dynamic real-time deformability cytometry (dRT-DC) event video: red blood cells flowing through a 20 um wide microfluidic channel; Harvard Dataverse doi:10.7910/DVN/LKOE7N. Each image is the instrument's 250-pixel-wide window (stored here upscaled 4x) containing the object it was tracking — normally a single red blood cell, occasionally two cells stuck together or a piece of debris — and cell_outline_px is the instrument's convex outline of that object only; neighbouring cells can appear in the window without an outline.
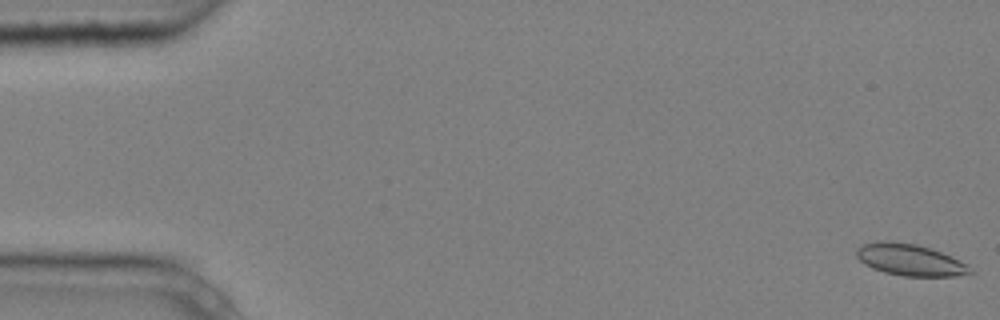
{"species": "common noctule bat (a hibernating species)", "species_latin": "Nyctalus noctula", "temperature_condition": "cold", "stored_images_in_passage": 5, "camera_frame_rate_fps": 3000, "um_per_image_px": 0.085, "animal": {"sex": "male", "body_mass_g": 20.4}, "frame": {"image": 1, "passage_image": 1, "time_ms": 0.0, "image_size_px": [1000, 320], "cell_outline_px": [[976, 272], [956, 276], [904, 276], [884, 272], [872, 268], [864, 264], [856, 256], [856, 248], [864, 244], [880, 240], [888, 240], [916, 244], [932, 248], [952, 256], [972, 268]], "centroid_in_image_um": [77.35, 22.08], "position_along_channel_um": 7.6, "area_um2": 21.15}}